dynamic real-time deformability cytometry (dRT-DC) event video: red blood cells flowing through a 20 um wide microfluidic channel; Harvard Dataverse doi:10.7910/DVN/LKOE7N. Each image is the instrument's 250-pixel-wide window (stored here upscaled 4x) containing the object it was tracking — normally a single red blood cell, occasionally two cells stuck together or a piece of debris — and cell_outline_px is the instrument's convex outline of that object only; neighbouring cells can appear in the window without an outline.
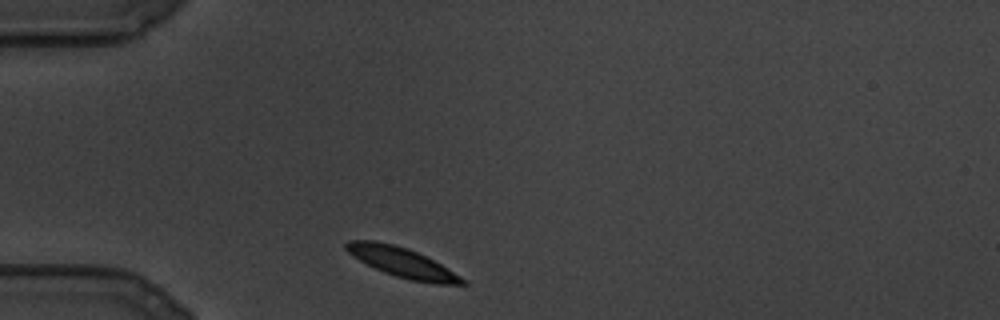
{"species": "common noctule bat (a hibernating species)", "species_latin": "Nyctalus noctula", "temperature_condition": "cold", "stored_images_in_passage": 88, "camera_frame_rate_fps": 3000, "um_per_image_px": 0.085, "animal": {"sex": "male", "body_mass_g": 19.5, "forearm_length_mm": 54.6}, "frame": {"image": 1, "passage_image": 1, "time_ms": 0.0, "image_size_px": [1000, 320], "cell_outline_px": [[468, 284], [436, 284], [412, 280], [396, 276], [384, 272], [352, 256], [344, 248], [344, 244], [348, 240], [376, 240], [408, 248], [448, 268], [468, 280]], "centroid_in_image_um": [34.19, 22.3], "position_along_channel_um": 50.8, "area_um2": 19.94}}
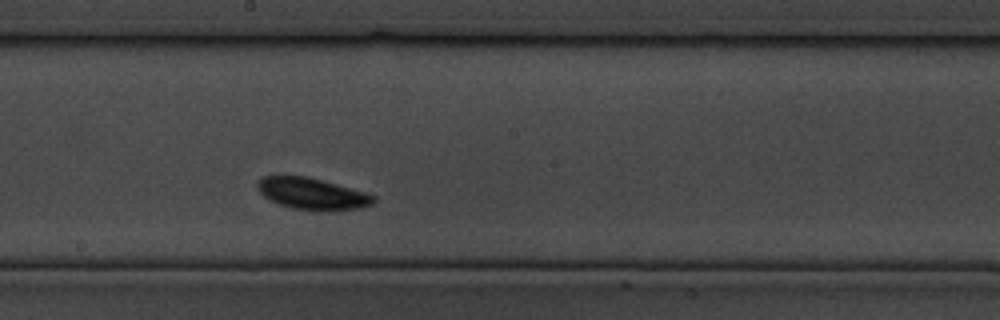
{"frame": {"image": 2, "passage_image": 35, "time_ms": 11.333, "image_size_px": [1000, 320], "cell_outline_px": [[376, 200], [372, 204], [360, 208], [332, 212], [316, 212], [292, 208], [280, 204], [264, 196], [260, 192], [256, 184], [264, 176], [308, 176], [364, 192], [376, 196]], "centroid_in_image_um": [26.58, 16.5], "position_along_channel_um": 221.6, "area_um2": 21.5}}
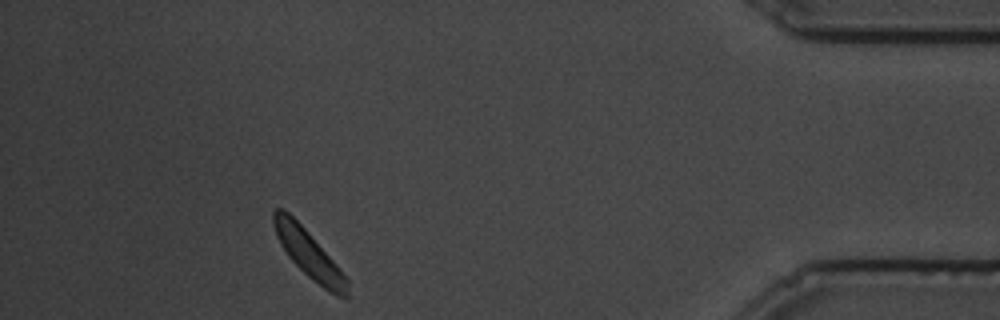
{"frame": {"image": 3, "passage_image": 77, "time_ms": 25.333, "image_size_px": [1000, 320], "cell_outline_px": [[348, 296], [336, 296], [324, 288], [308, 276], [288, 256], [280, 244], [276, 236], [272, 224], [272, 212], [276, 208], [284, 208], [304, 228], [336, 264], [348, 280]], "centroid_in_image_um": [26.2, 21.55], "position_along_channel_um": 409.0, "area_um2": 20.0}}